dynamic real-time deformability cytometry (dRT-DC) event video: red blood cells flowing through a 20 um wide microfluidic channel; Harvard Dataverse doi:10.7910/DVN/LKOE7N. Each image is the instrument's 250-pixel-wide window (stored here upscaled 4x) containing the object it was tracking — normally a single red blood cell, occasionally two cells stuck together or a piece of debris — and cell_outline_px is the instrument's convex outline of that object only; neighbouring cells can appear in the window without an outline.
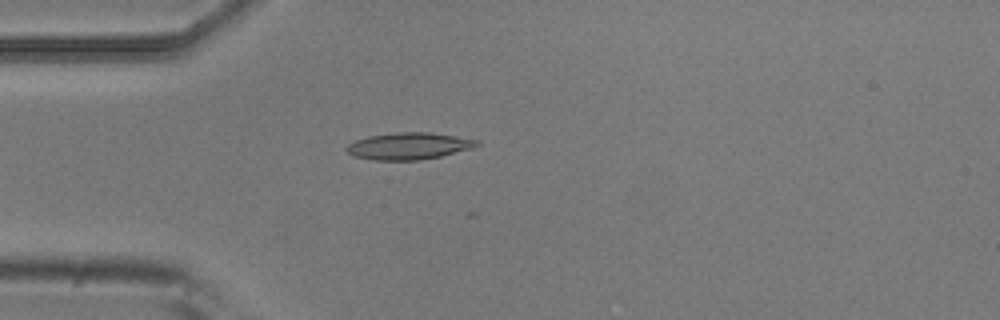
{"species": "common noctule bat (a hibernating species)", "species_latin": "Nyctalus noctula", "temperature_condition": "room temperature", "stored_images_in_passage": 4, "camera_frame_rate_fps": 3000, "um_per_image_px": 0.085, "animal": {"sex": "male", "body_mass_g": 20.5, "forearm_length_mm": 52.5}, "frame": {"image": 1, "passage_image": 4, "time_ms": 1.0, "image_size_px": [1000, 320], "cell_outline_px": [[480, 144], [468, 148], [440, 156], [420, 160], [376, 160], [356, 156], [348, 152], [344, 148], [348, 144], [356, 140], [368, 136], [396, 132], [428, 132], [456, 136], [480, 140]], "centroid_in_image_um": [34.72, 12.4], "position_along_channel_um": 50.3, "area_um2": 20.11}}